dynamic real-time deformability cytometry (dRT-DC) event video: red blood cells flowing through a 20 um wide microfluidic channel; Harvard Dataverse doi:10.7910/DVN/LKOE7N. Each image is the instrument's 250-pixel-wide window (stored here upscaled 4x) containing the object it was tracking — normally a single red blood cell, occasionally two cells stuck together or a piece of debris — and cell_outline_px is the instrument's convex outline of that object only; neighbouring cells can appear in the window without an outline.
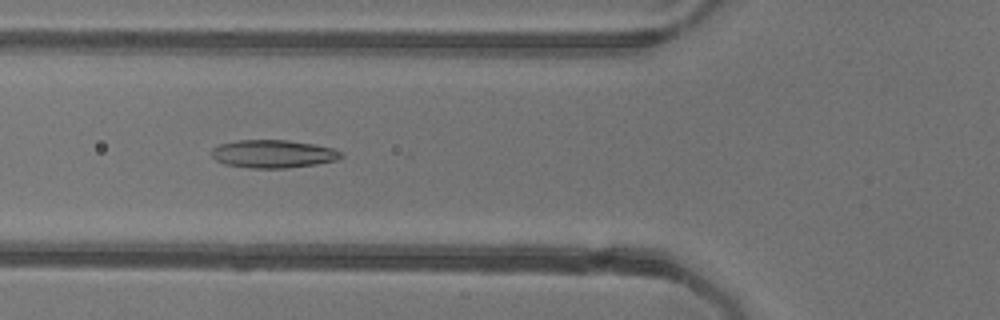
{"species": "common noctule bat (a hibernating species)", "species_latin": "Nyctalus noctula", "temperature_condition": "warm", "stored_images_in_passage": 52, "camera_frame_rate_fps": 3000, "um_per_image_px": 0.085, "animal": {"sex": "female"}, "frame": {"image": 1, "passage_image": 19, "time_ms": 6.0, "image_size_px": [1000, 320], "cell_outline_px": [[344, 156], [336, 160], [316, 164], [284, 168], [252, 168], [224, 164], [216, 160], [212, 156], [212, 148], [220, 144], [236, 140], [288, 140], [316, 144], [332, 148], [340, 152]], "centroid_in_image_um": [23.21, 13.07], "position_along_channel_um": 102.6, "area_um2": 21.1}}
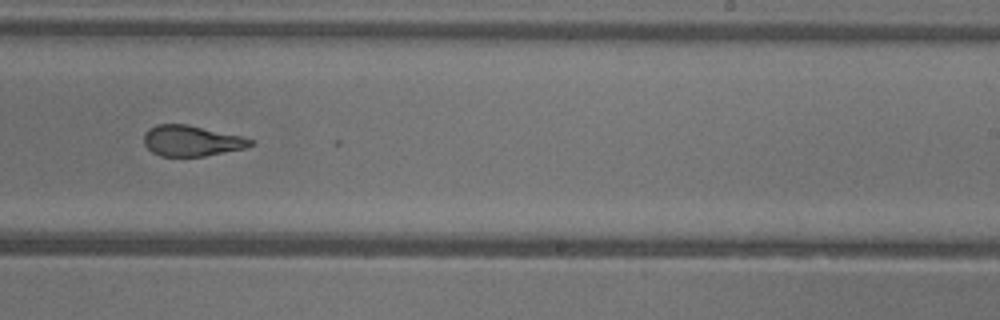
{"frame": {"image": 2, "passage_image": 32, "time_ms": 10.333, "image_size_px": [1000, 320], "cell_outline_px": [[256, 144], [244, 148], [204, 156], [160, 156], [152, 152], [144, 144], [144, 132], [148, 128], [156, 124], [188, 124], [244, 136], [256, 140]], "centroid_in_image_um": [16.31, 11.95], "position_along_channel_um": 272.7, "area_um2": 19.36}}
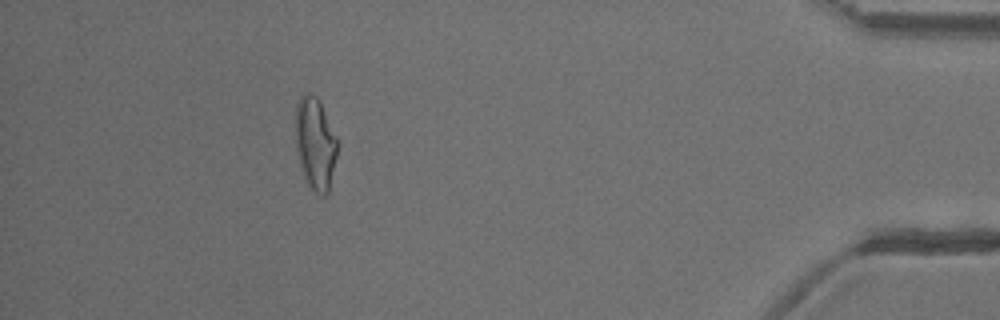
{"frame": {"image": 3, "passage_image": 47, "time_ms": 15.333, "image_size_px": [1000, 320], "cell_outline_px": [[336, 156], [328, 192], [324, 196], [320, 196], [308, 184], [304, 176], [300, 164], [296, 148], [296, 104], [300, 96], [304, 92], [308, 92], [316, 96], [320, 100], [336, 136]], "centroid_in_image_um": [26.78, 12.15], "position_along_channel_um": 408.4, "area_um2": 22.25}, "authors_computed_cell_mechanics": {"area_um2": 21.2415, "velocity_mm_per_s": 3.9359, "shape_relaxation_time_tau1_ms": null, "shape_relaxation_time_tau2_ms": 1.5754, "deformation_change_tau1": null, "deformation_change_tau2": 0.0899}}